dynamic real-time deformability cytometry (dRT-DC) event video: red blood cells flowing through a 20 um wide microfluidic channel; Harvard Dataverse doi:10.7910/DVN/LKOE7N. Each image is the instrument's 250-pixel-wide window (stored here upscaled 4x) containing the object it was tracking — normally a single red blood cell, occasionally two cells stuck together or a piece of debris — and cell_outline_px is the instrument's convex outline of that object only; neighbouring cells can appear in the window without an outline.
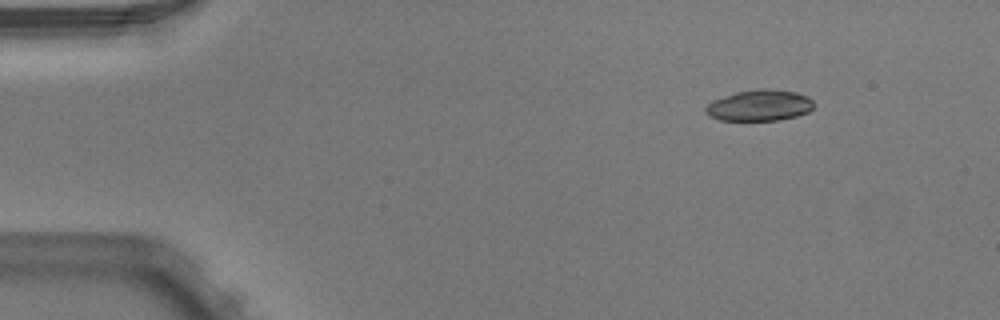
{"species": "Egyptian fruit bat (a non-hibernating species)", "species_latin": "Rousettus aegyptiacus", "temperature_condition": "warm", "stored_images_in_passage": 5, "camera_frame_rate_fps": 3000, "um_per_image_px": 0.085, "animal": {"sex": "male"}, "frame": {"image": 1, "passage_image": 1, "time_ms": 0.0, "image_size_px": [1000, 320], "cell_outline_px": [[816, 104], [808, 112], [796, 116], [780, 120], [720, 120], [708, 116], [704, 112], [704, 108], [712, 100], [736, 92], [756, 88], [768, 88], [796, 92], [808, 96]], "centroid_in_image_um": [64.55, 8.95], "position_along_channel_um": 20.4, "area_um2": 19.88}}
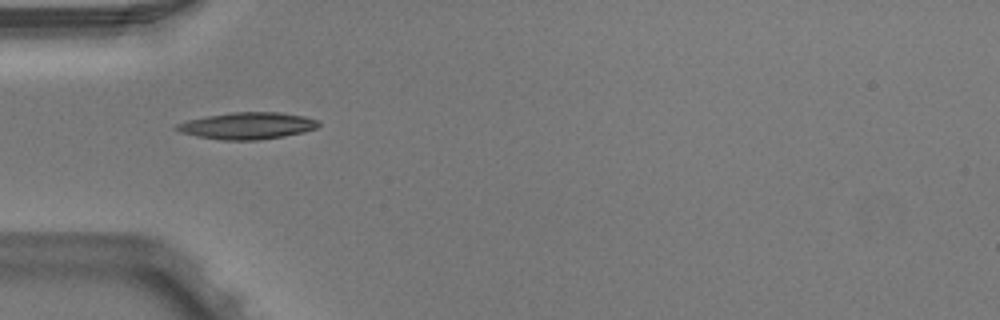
{"frame": {"image": 2, "passage_image": 4, "time_ms": 1.0, "image_size_px": [1000, 320], "cell_outline_px": [[320, 124], [316, 128], [304, 132], [284, 136], [260, 140], [220, 140], [196, 136], [180, 132], [176, 128], [176, 124], [188, 120], [208, 116], [232, 112], [280, 112], [304, 116], [320, 120]], "centroid_in_image_um": [21.06, 10.69], "position_along_channel_um": 63.9, "area_um2": 22.2}}
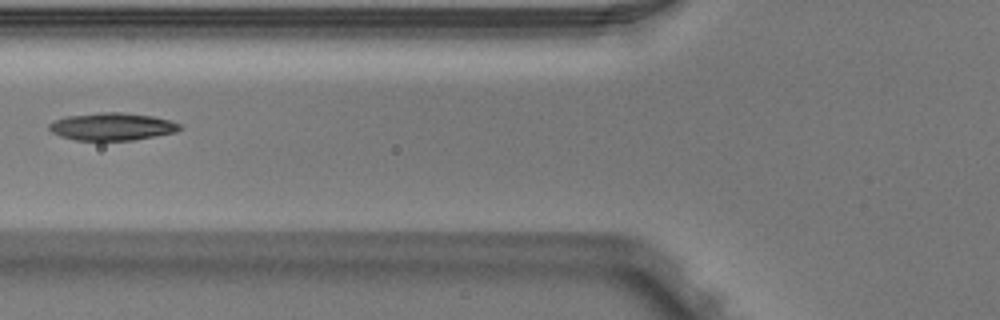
{"frame": {"image": 3, "passage_image": 5, "time_ms": 1.333, "image_size_px": [1000, 320], "cell_outline_px": [[184, 128], [176, 132], [132, 140], [76, 140], [60, 136], [52, 132], [48, 128], [48, 124], [64, 116], [100, 112], [124, 112], [152, 116], [168, 120], [180, 124]], "centroid_in_image_um": [9.52, 10.75], "position_along_channel_um": 116.3, "area_um2": 20.98}}